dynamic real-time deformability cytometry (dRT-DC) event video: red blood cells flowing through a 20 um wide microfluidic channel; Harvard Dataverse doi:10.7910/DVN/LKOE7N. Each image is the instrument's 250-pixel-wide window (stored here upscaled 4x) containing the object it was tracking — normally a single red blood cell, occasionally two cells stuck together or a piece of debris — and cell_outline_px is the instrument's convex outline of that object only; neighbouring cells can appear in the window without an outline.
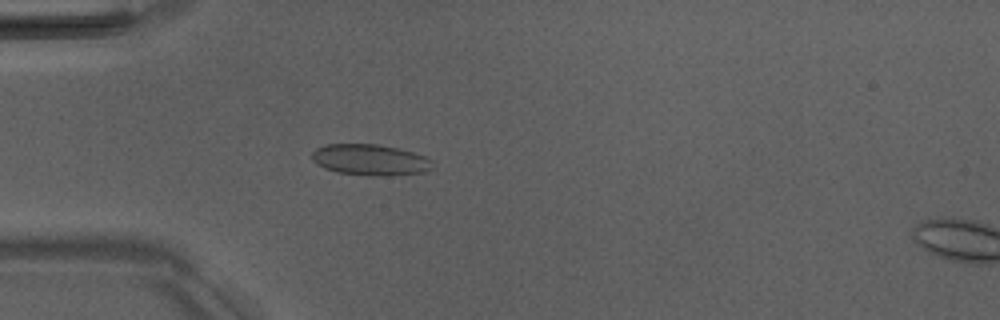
{"species": "Egyptian fruit bat (a non-hibernating species)", "species_latin": "Rousettus aegyptiacus", "temperature_condition": "room temperature", "stored_images_in_passage": 5, "camera_frame_rate_fps": 3000, "um_per_image_px": 0.085, "animal": {"sex": "male"}, "frame": {"image": 1, "passage_image": 4, "time_ms": 3.333, "image_size_px": [1000, 320], "cell_outline_px": [[432, 168], [424, 172], [388, 176], [368, 176], [336, 172], [324, 168], [316, 164], [312, 160], [312, 152], [316, 148], [324, 144], [376, 144], [396, 148], [412, 152], [424, 156], [432, 160]], "centroid_in_image_um": [31.43, 13.59], "position_along_channel_um": 53.6, "area_um2": 21.96}}